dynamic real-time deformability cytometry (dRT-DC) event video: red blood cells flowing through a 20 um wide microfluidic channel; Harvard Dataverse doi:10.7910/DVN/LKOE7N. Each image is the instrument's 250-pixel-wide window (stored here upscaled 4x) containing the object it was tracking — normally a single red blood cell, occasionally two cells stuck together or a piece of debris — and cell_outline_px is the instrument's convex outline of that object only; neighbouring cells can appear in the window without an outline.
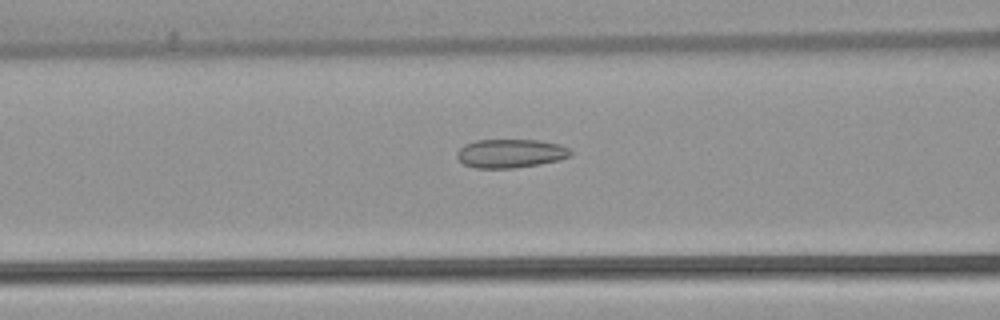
{"species": "common noctule bat (a hibernating species)", "species_latin": "Nyctalus noctula", "temperature_condition": "warm", "stored_images_in_passage": 52, "camera_frame_rate_fps": 3000, "um_per_image_px": 0.085, "animal": {"sex": "female", "body_mass_g": 22.7, "forearm_length_mm": 54.2}, "frame": {"image": 1, "passage_image": 21, "time_ms": 6.667, "image_size_px": [1000, 320], "cell_outline_px": [[572, 156], [560, 160], [540, 164], [512, 168], [476, 168], [464, 164], [456, 156], [456, 152], [464, 144], [476, 140], [540, 140], [560, 144], [568, 148], [572, 152]], "centroid_in_image_um": [43.41, 13.04], "position_along_channel_um": 123.2, "area_um2": 19.13}}
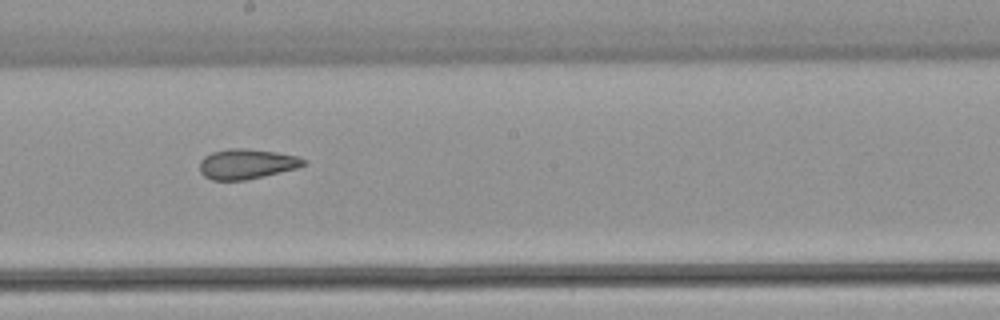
{"frame": {"image": 2, "passage_image": 29, "time_ms": 9.333, "image_size_px": [1000, 320], "cell_outline_px": [[308, 164], [296, 168], [264, 176], [244, 180], [212, 180], [204, 176], [200, 172], [200, 160], [204, 156], [212, 152], [228, 148], [244, 148], [276, 152], [296, 156], [308, 160]], "centroid_in_image_um": [20.96, 13.93], "position_along_channel_um": 227.2, "area_um2": 18.26}}
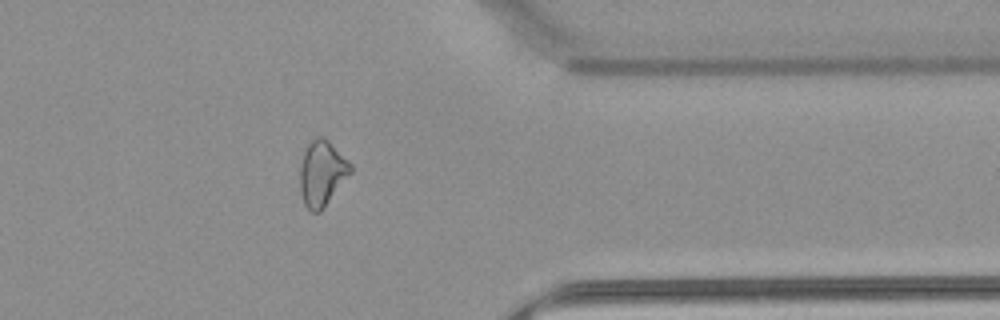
{"frame": {"image": 3, "passage_image": 42, "time_ms": 13.667, "image_size_px": [1000, 320], "cell_outline_px": [[352, 172], [324, 208], [320, 212], [312, 212], [304, 204], [300, 192], [300, 168], [304, 152], [308, 144], [316, 136], [324, 136], [352, 164]], "centroid_in_image_um": [27.38, 14.73], "position_along_channel_um": 384.0, "area_um2": 19.31}, "authors_computed_cell_mechanics": {"area_um2": 20.5768, "velocity_mm_per_s": 3.9041, "shape_relaxation_time_tau1_ms": null, "shape_relaxation_time_tau2_ms": 2.3772, "deformation_change_tau1": null, "deformation_change_tau2": 0.0907}}